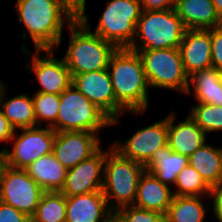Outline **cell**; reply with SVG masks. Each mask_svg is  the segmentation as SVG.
I'll list each match as a JSON object with an SVG mask.
<instances>
[{"instance_id": "6da1fadb", "label": "cell", "mask_w": 222, "mask_h": 222, "mask_svg": "<svg viewBox=\"0 0 222 222\" xmlns=\"http://www.w3.org/2000/svg\"><path fill=\"white\" fill-rule=\"evenodd\" d=\"M16 11L36 50L55 51L62 42L64 24L76 19L61 0H17Z\"/></svg>"}, {"instance_id": "7a4b0ae2", "label": "cell", "mask_w": 222, "mask_h": 222, "mask_svg": "<svg viewBox=\"0 0 222 222\" xmlns=\"http://www.w3.org/2000/svg\"><path fill=\"white\" fill-rule=\"evenodd\" d=\"M108 71L116 102L125 111L143 113L149 105V84L140 55L128 48H117Z\"/></svg>"}, {"instance_id": "3957f363", "label": "cell", "mask_w": 222, "mask_h": 222, "mask_svg": "<svg viewBox=\"0 0 222 222\" xmlns=\"http://www.w3.org/2000/svg\"><path fill=\"white\" fill-rule=\"evenodd\" d=\"M67 28L70 38L63 59L71 75L108 69L117 47L90 30L88 15L83 12Z\"/></svg>"}, {"instance_id": "277c9868", "label": "cell", "mask_w": 222, "mask_h": 222, "mask_svg": "<svg viewBox=\"0 0 222 222\" xmlns=\"http://www.w3.org/2000/svg\"><path fill=\"white\" fill-rule=\"evenodd\" d=\"M144 170L143 164L123 157L113 146L106 151L102 192L113 213L134 204L138 181Z\"/></svg>"}, {"instance_id": "5b68a950", "label": "cell", "mask_w": 222, "mask_h": 222, "mask_svg": "<svg viewBox=\"0 0 222 222\" xmlns=\"http://www.w3.org/2000/svg\"><path fill=\"white\" fill-rule=\"evenodd\" d=\"M185 31L186 27L174 8L171 10L142 11L136 24L134 40L128 49L179 48Z\"/></svg>"}, {"instance_id": "8992f818", "label": "cell", "mask_w": 222, "mask_h": 222, "mask_svg": "<svg viewBox=\"0 0 222 222\" xmlns=\"http://www.w3.org/2000/svg\"><path fill=\"white\" fill-rule=\"evenodd\" d=\"M111 126V119L72 85L60 94L55 132L88 131L96 133Z\"/></svg>"}, {"instance_id": "52a82bcc", "label": "cell", "mask_w": 222, "mask_h": 222, "mask_svg": "<svg viewBox=\"0 0 222 222\" xmlns=\"http://www.w3.org/2000/svg\"><path fill=\"white\" fill-rule=\"evenodd\" d=\"M132 51L141 57L150 88L186 93L189 76L185 73L179 48Z\"/></svg>"}, {"instance_id": "ba28073f", "label": "cell", "mask_w": 222, "mask_h": 222, "mask_svg": "<svg viewBox=\"0 0 222 222\" xmlns=\"http://www.w3.org/2000/svg\"><path fill=\"white\" fill-rule=\"evenodd\" d=\"M142 13L139 0H110L102 12L95 34L117 48H128L135 37Z\"/></svg>"}, {"instance_id": "9c48e42d", "label": "cell", "mask_w": 222, "mask_h": 222, "mask_svg": "<svg viewBox=\"0 0 222 222\" xmlns=\"http://www.w3.org/2000/svg\"><path fill=\"white\" fill-rule=\"evenodd\" d=\"M20 131L21 133L17 135L15 130L10 140L13 149L10 151L4 147L1 151L8 167L24 170L41 156L53 152L56 132L48 126L30 127Z\"/></svg>"}, {"instance_id": "30bf717a", "label": "cell", "mask_w": 222, "mask_h": 222, "mask_svg": "<svg viewBox=\"0 0 222 222\" xmlns=\"http://www.w3.org/2000/svg\"><path fill=\"white\" fill-rule=\"evenodd\" d=\"M44 192L25 170L5 168L0 182V201L32 217Z\"/></svg>"}, {"instance_id": "8fae6325", "label": "cell", "mask_w": 222, "mask_h": 222, "mask_svg": "<svg viewBox=\"0 0 222 222\" xmlns=\"http://www.w3.org/2000/svg\"><path fill=\"white\" fill-rule=\"evenodd\" d=\"M72 86L103 111L111 125H117L119 115L126 113L116 102L108 69L73 75Z\"/></svg>"}, {"instance_id": "7c38bea8", "label": "cell", "mask_w": 222, "mask_h": 222, "mask_svg": "<svg viewBox=\"0 0 222 222\" xmlns=\"http://www.w3.org/2000/svg\"><path fill=\"white\" fill-rule=\"evenodd\" d=\"M167 141L168 116L152 125L138 129L124 143L114 141L112 146L123 157L144 165L156 150L167 146Z\"/></svg>"}, {"instance_id": "4fadbf2b", "label": "cell", "mask_w": 222, "mask_h": 222, "mask_svg": "<svg viewBox=\"0 0 222 222\" xmlns=\"http://www.w3.org/2000/svg\"><path fill=\"white\" fill-rule=\"evenodd\" d=\"M98 134L88 131L56 132L53 154L67 170L94 155L100 148Z\"/></svg>"}, {"instance_id": "5bb4252c", "label": "cell", "mask_w": 222, "mask_h": 222, "mask_svg": "<svg viewBox=\"0 0 222 222\" xmlns=\"http://www.w3.org/2000/svg\"><path fill=\"white\" fill-rule=\"evenodd\" d=\"M106 151L100 148L94 155L67 170L60 192L66 197L102 191Z\"/></svg>"}, {"instance_id": "9a60e30c", "label": "cell", "mask_w": 222, "mask_h": 222, "mask_svg": "<svg viewBox=\"0 0 222 222\" xmlns=\"http://www.w3.org/2000/svg\"><path fill=\"white\" fill-rule=\"evenodd\" d=\"M41 53L46 55L42 56ZM53 53L54 50H36L32 55L29 73H35L41 86L36 92L60 95L72 85V75L64 59L55 58Z\"/></svg>"}, {"instance_id": "2e32d148", "label": "cell", "mask_w": 222, "mask_h": 222, "mask_svg": "<svg viewBox=\"0 0 222 222\" xmlns=\"http://www.w3.org/2000/svg\"><path fill=\"white\" fill-rule=\"evenodd\" d=\"M185 73H192L212 67L210 29H186L179 45Z\"/></svg>"}, {"instance_id": "e0dca14e", "label": "cell", "mask_w": 222, "mask_h": 222, "mask_svg": "<svg viewBox=\"0 0 222 222\" xmlns=\"http://www.w3.org/2000/svg\"><path fill=\"white\" fill-rule=\"evenodd\" d=\"M66 202V222H112L114 213L102 191L69 196Z\"/></svg>"}, {"instance_id": "ac0fdd59", "label": "cell", "mask_w": 222, "mask_h": 222, "mask_svg": "<svg viewBox=\"0 0 222 222\" xmlns=\"http://www.w3.org/2000/svg\"><path fill=\"white\" fill-rule=\"evenodd\" d=\"M173 198L171 186L158 180L151 172L144 170L140 175L134 206L157 211L166 215Z\"/></svg>"}, {"instance_id": "d6986e66", "label": "cell", "mask_w": 222, "mask_h": 222, "mask_svg": "<svg viewBox=\"0 0 222 222\" xmlns=\"http://www.w3.org/2000/svg\"><path fill=\"white\" fill-rule=\"evenodd\" d=\"M175 114L168 115L167 145L173 152L189 157L207 141L206 133L189 117L175 124Z\"/></svg>"}, {"instance_id": "ffe728a7", "label": "cell", "mask_w": 222, "mask_h": 222, "mask_svg": "<svg viewBox=\"0 0 222 222\" xmlns=\"http://www.w3.org/2000/svg\"><path fill=\"white\" fill-rule=\"evenodd\" d=\"M174 9L186 29L208 30L217 26L218 14L212 0H175Z\"/></svg>"}, {"instance_id": "44dd1931", "label": "cell", "mask_w": 222, "mask_h": 222, "mask_svg": "<svg viewBox=\"0 0 222 222\" xmlns=\"http://www.w3.org/2000/svg\"><path fill=\"white\" fill-rule=\"evenodd\" d=\"M191 87L197 103L214 104L222 107L221 71L210 67L192 73L188 77V87L185 94H190Z\"/></svg>"}, {"instance_id": "7402d4cb", "label": "cell", "mask_w": 222, "mask_h": 222, "mask_svg": "<svg viewBox=\"0 0 222 222\" xmlns=\"http://www.w3.org/2000/svg\"><path fill=\"white\" fill-rule=\"evenodd\" d=\"M24 170L45 192H60L67 176V169L53 152L41 156Z\"/></svg>"}, {"instance_id": "603a6c76", "label": "cell", "mask_w": 222, "mask_h": 222, "mask_svg": "<svg viewBox=\"0 0 222 222\" xmlns=\"http://www.w3.org/2000/svg\"><path fill=\"white\" fill-rule=\"evenodd\" d=\"M189 164L188 157L173 152L167 145L156 150L144 164V169L151 172L165 185H174L177 175Z\"/></svg>"}, {"instance_id": "cb8c5ba5", "label": "cell", "mask_w": 222, "mask_h": 222, "mask_svg": "<svg viewBox=\"0 0 222 222\" xmlns=\"http://www.w3.org/2000/svg\"><path fill=\"white\" fill-rule=\"evenodd\" d=\"M192 166L213 189L222 187V148L205 143L188 157Z\"/></svg>"}, {"instance_id": "d4e9b609", "label": "cell", "mask_w": 222, "mask_h": 222, "mask_svg": "<svg viewBox=\"0 0 222 222\" xmlns=\"http://www.w3.org/2000/svg\"><path fill=\"white\" fill-rule=\"evenodd\" d=\"M4 86L0 92V110L9 120L12 127L17 130L36 127V117L33 106V98L27 94H19L10 99H6Z\"/></svg>"}, {"instance_id": "484cf974", "label": "cell", "mask_w": 222, "mask_h": 222, "mask_svg": "<svg viewBox=\"0 0 222 222\" xmlns=\"http://www.w3.org/2000/svg\"><path fill=\"white\" fill-rule=\"evenodd\" d=\"M202 196H173L165 222H204L207 209Z\"/></svg>"}, {"instance_id": "4316f807", "label": "cell", "mask_w": 222, "mask_h": 222, "mask_svg": "<svg viewBox=\"0 0 222 222\" xmlns=\"http://www.w3.org/2000/svg\"><path fill=\"white\" fill-rule=\"evenodd\" d=\"M66 205L62 192H44L32 218L35 222H66Z\"/></svg>"}, {"instance_id": "83f0119b", "label": "cell", "mask_w": 222, "mask_h": 222, "mask_svg": "<svg viewBox=\"0 0 222 222\" xmlns=\"http://www.w3.org/2000/svg\"><path fill=\"white\" fill-rule=\"evenodd\" d=\"M175 186L173 196H211L213 190L189 164L177 175Z\"/></svg>"}, {"instance_id": "f1b7e54d", "label": "cell", "mask_w": 222, "mask_h": 222, "mask_svg": "<svg viewBox=\"0 0 222 222\" xmlns=\"http://www.w3.org/2000/svg\"><path fill=\"white\" fill-rule=\"evenodd\" d=\"M206 134L222 131V107L214 104L193 106L188 115Z\"/></svg>"}, {"instance_id": "f546056e", "label": "cell", "mask_w": 222, "mask_h": 222, "mask_svg": "<svg viewBox=\"0 0 222 222\" xmlns=\"http://www.w3.org/2000/svg\"><path fill=\"white\" fill-rule=\"evenodd\" d=\"M32 98L37 126L45 121L46 126L51 127L57 121L60 95L35 92Z\"/></svg>"}, {"instance_id": "4dcf8cb0", "label": "cell", "mask_w": 222, "mask_h": 222, "mask_svg": "<svg viewBox=\"0 0 222 222\" xmlns=\"http://www.w3.org/2000/svg\"><path fill=\"white\" fill-rule=\"evenodd\" d=\"M112 222H165L157 211L138 208L134 205L120 208L114 213Z\"/></svg>"}, {"instance_id": "1f68e13d", "label": "cell", "mask_w": 222, "mask_h": 222, "mask_svg": "<svg viewBox=\"0 0 222 222\" xmlns=\"http://www.w3.org/2000/svg\"><path fill=\"white\" fill-rule=\"evenodd\" d=\"M212 67L222 72V30L214 27L210 29Z\"/></svg>"}, {"instance_id": "d6a6232c", "label": "cell", "mask_w": 222, "mask_h": 222, "mask_svg": "<svg viewBox=\"0 0 222 222\" xmlns=\"http://www.w3.org/2000/svg\"><path fill=\"white\" fill-rule=\"evenodd\" d=\"M27 218L25 213L0 201V222H24Z\"/></svg>"}, {"instance_id": "836d02e7", "label": "cell", "mask_w": 222, "mask_h": 222, "mask_svg": "<svg viewBox=\"0 0 222 222\" xmlns=\"http://www.w3.org/2000/svg\"><path fill=\"white\" fill-rule=\"evenodd\" d=\"M142 11L171 10L175 0H139Z\"/></svg>"}, {"instance_id": "e575fe53", "label": "cell", "mask_w": 222, "mask_h": 222, "mask_svg": "<svg viewBox=\"0 0 222 222\" xmlns=\"http://www.w3.org/2000/svg\"><path fill=\"white\" fill-rule=\"evenodd\" d=\"M15 129L0 110V142H10Z\"/></svg>"}, {"instance_id": "d590c367", "label": "cell", "mask_w": 222, "mask_h": 222, "mask_svg": "<svg viewBox=\"0 0 222 222\" xmlns=\"http://www.w3.org/2000/svg\"><path fill=\"white\" fill-rule=\"evenodd\" d=\"M213 198V213L215 215L216 221L222 222V187L213 188L212 195Z\"/></svg>"}, {"instance_id": "8d00e7d4", "label": "cell", "mask_w": 222, "mask_h": 222, "mask_svg": "<svg viewBox=\"0 0 222 222\" xmlns=\"http://www.w3.org/2000/svg\"><path fill=\"white\" fill-rule=\"evenodd\" d=\"M62 3L78 18L86 11L87 0H61Z\"/></svg>"}, {"instance_id": "74e56055", "label": "cell", "mask_w": 222, "mask_h": 222, "mask_svg": "<svg viewBox=\"0 0 222 222\" xmlns=\"http://www.w3.org/2000/svg\"><path fill=\"white\" fill-rule=\"evenodd\" d=\"M6 167H7V162H6L4 153L0 150V182H1L2 175Z\"/></svg>"}, {"instance_id": "f35d334b", "label": "cell", "mask_w": 222, "mask_h": 222, "mask_svg": "<svg viewBox=\"0 0 222 222\" xmlns=\"http://www.w3.org/2000/svg\"><path fill=\"white\" fill-rule=\"evenodd\" d=\"M214 6H215V9H216V12L217 14H221L222 13V0H212Z\"/></svg>"}, {"instance_id": "ab89813d", "label": "cell", "mask_w": 222, "mask_h": 222, "mask_svg": "<svg viewBox=\"0 0 222 222\" xmlns=\"http://www.w3.org/2000/svg\"><path fill=\"white\" fill-rule=\"evenodd\" d=\"M216 27L222 30V13L218 15V23Z\"/></svg>"}, {"instance_id": "60d3db41", "label": "cell", "mask_w": 222, "mask_h": 222, "mask_svg": "<svg viewBox=\"0 0 222 222\" xmlns=\"http://www.w3.org/2000/svg\"><path fill=\"white\" fill-rule=\"evenodd\" d=\"M24 222H35V220L32 217H28Z\"/></svg>"}, {"instance_id": "b9f144b4", "label": "cell", "mask_w": 222, "mask_h": 222, "mask_svg": "<svg viewBox=\"0 0 222 222\" xmlns=\"http://www.w3.org/2000/svg\"><path fill=\"white\" fill-rule=\"evenodd\" d=\"M4 86H5V84L0 80V92Z\"/></svg>"}]
</instances>
